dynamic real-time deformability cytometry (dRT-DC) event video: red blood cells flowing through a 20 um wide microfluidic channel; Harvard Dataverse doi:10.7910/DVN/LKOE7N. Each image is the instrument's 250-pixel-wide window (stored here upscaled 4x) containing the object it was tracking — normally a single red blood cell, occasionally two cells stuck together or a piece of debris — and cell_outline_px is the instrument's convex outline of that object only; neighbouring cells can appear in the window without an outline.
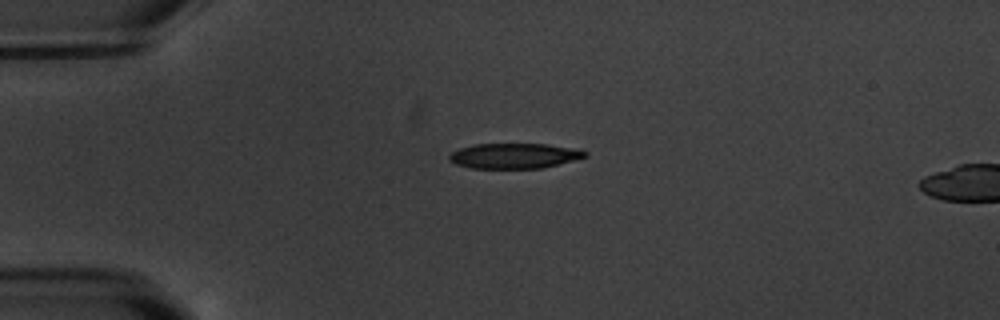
{"species": "common noctule bat (a hibernating species)", "species_latin": "Nyctalus noctula", "temperature_condition": "warm", "stored_images_in_passage": 6, "camera_frame_rate_fps": 3000, "um_per_image_px": 0.085, "animal": {"sex": "male", "body_mass_g": 20.1, "forearm_length_mm": 53.5}, "frame": {"image": 1, "passage_image": 4, "time_ms": 3.667, "image_size_px": [1000, 320], "cell_outline_px": [[588, 156], [540, 168], [472, 168], [456, 164], [448, 160], [448, 156], [452, 152], [460, 148], [476, 144], [548, 144], [572, 148], [588, 152]], "centroid_in_image_um": [43.68, 13.24], "position_along_channel_um": 41.3, "area_um2": 19.71}}